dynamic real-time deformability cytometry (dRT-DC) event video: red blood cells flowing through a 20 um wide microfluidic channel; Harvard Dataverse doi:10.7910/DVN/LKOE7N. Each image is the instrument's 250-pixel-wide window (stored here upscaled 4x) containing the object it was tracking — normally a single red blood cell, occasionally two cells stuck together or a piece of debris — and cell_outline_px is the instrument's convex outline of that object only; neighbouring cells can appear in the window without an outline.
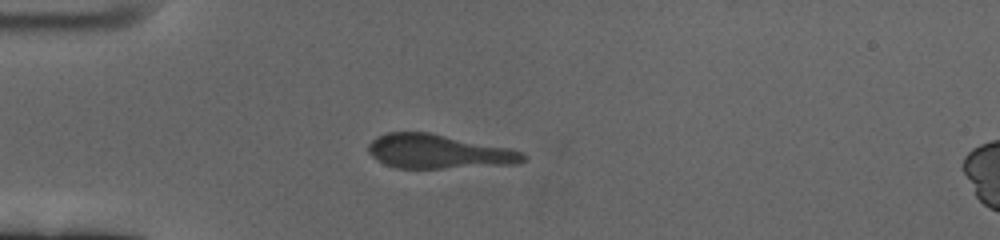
{"species": "human", "species_latin": "Homo sapiens", "temperature_condition": "cold", "stored_images_in_passage": 45, "camera_frame_rate_fps": 3000, "um_per_image_px": 0.085, "donor": {"sex": "female"}, "frame": {"image": 1, "passage_image": 1, "time_ms": 0.0, "image_size_px": [1000, 240], "cell_outline_px": [[528, 160], [520, 164], [444, 168], [396, 168], [384, 164], [376, 160], [368, 152], [368, 144], [376, 136], [388, 132], [428, 132], [508, 148], [524, 152], [528, 156]], "centroid_in_image_um": [37.29, 12.89], "position_along_channel_um": 47.7, "area_um2": 30.98}}
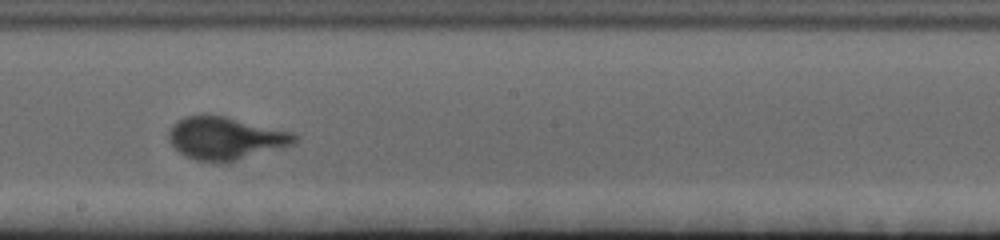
{"frame": {"image": 2, "passage_image": 19, "time_ms": 6.0, "image_size_px": [1000, 240], "cell_outline_px": [[300, 140], [296, 144], [228, 164], [212, 164], [196, 160], [180, 152], [172, 144], [168, 136], [168, 132], [172, 124], [176, 120], [184, 116], [204, 112], [224, 116], [292, 132], [300, 136]], "centroid_in_image_um": [19.19, 11.76], "position_along_channel_um": 229.0, "area_um2": 32.43}}
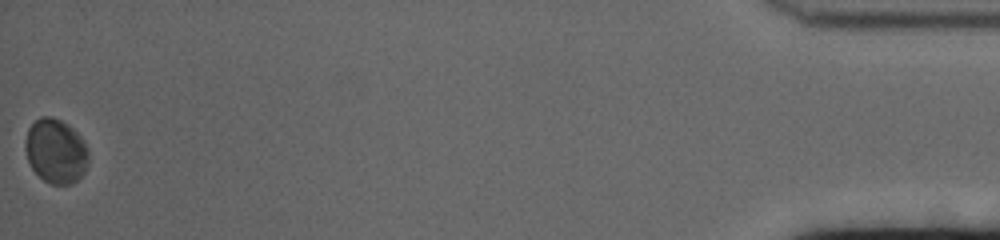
{"frame": {"image": 3, "passage_image": 45, "time_ms": 14.667, "image_size_px": [1000, 240], "cell_outline_px": [[88, 164], [84, 172], [72, 184], [52, 184], [44, 180], [32, 168], [28, 160], [24, 148], [24, 140], [28, 128], [40, 116], [52, 116], [68, 124], [84, 140], [88, 148]], "centroid_in_image_um": [4.74, 12.82], "position_along_channel_um": 430.5, "area_um2": 23.87}}